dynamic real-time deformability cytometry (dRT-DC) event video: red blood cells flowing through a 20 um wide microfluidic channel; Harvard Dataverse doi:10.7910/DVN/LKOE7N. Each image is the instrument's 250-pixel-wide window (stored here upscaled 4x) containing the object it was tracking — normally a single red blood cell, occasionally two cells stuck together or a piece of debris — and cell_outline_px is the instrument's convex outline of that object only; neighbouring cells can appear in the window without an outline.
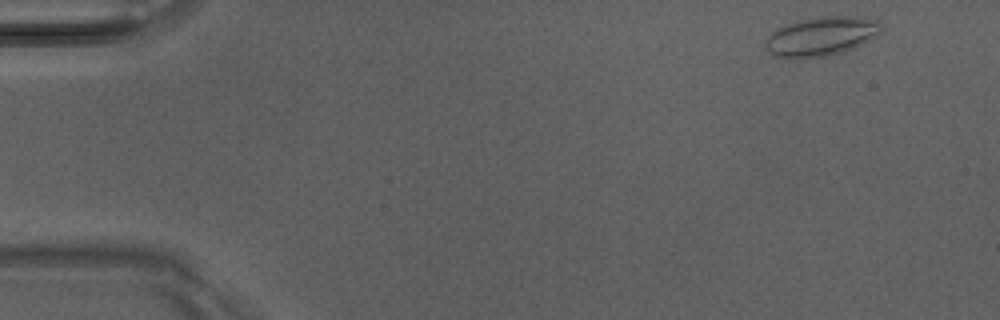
{"species": "Egyptian fruit bat (a non-hibernating species)", "species_latin": "Rousettus aegyptiacus", "temperature_condition": "room temperature", "stored_images_in_passage": 5, "camera_frame_rate_fps": 3000, "um_per_image_px": 0.085, "animal": {"sex": "male"}, "frame": {"image": 1, "passage_image": 1, "time_ms": 0.0, "image_size_px": [1000, 320], "cell_outline_px": [[880, 32], [876, 36], [844, 52], [828, 56], [796, 60], [784, 60], [772, 56], [768, 52], [764, 44], [764, 40], [776, 28], [784, 24], [796, 20], [824, 16], [864, 16], [876, 20], [880, 24]], "centroid_in_image_um": [69.71, 3.12], "position_along_channel_um": 15.3, "area_um2": 27.17}}